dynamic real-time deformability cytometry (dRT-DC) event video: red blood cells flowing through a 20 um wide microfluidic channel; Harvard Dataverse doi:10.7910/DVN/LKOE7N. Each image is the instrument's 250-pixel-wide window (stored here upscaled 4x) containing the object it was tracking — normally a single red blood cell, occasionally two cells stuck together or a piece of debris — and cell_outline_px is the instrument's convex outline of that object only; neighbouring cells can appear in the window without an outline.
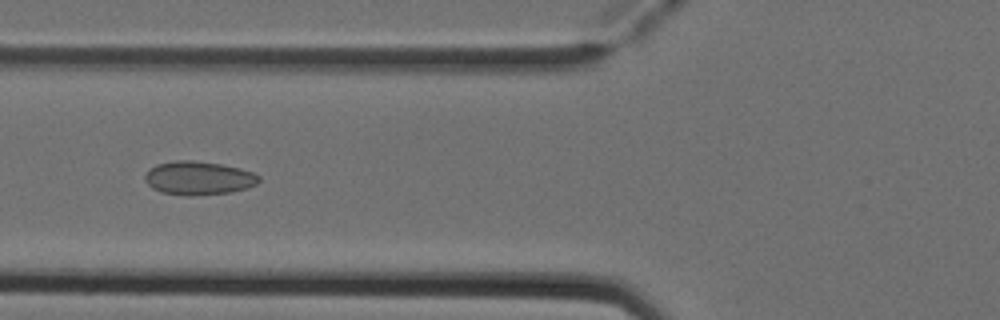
{"species": "Egyptian fruit bat (a non-hibernating species)", "species_latin": "Rousettus aegyptiacus", "temperature_condition": "cold", "stored_images_in_passage": 5, "camera_frame_rate_fps": 3000, "um_per_image_px": 0.085, "animal": {"sex": "female"}, "frame": {"image": 1, "passage_image": 5, "time_ms": 1.333, "image_size_px": [1000, 320], "cell_outline_px": [[260, 180], [256, 184], [244, 188], [228, 192], [188, 196], [160, 192], [152, 188], [144, 180], [144, 176], [156, 164], [176, 160], [192, 160], [220, 164], [240, 168], [252, 172], [260, 176]], "centroid_in_image_um": [16.85, 15.13], "position_along_channel_um": 108.9, "area_um2": 22.08}}